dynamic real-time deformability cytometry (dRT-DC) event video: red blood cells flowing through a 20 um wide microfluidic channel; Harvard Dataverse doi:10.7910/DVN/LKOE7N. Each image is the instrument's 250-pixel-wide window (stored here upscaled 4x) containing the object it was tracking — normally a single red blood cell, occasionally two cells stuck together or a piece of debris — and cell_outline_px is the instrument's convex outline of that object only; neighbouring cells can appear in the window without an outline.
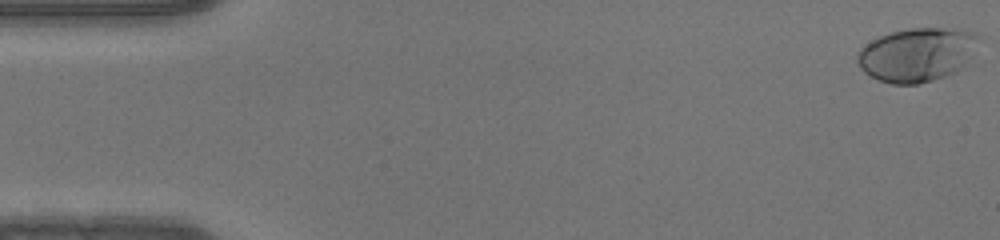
{"species": "human", "species_latin": "Homo sapiens", "temperature_condition": "warm", "stored_images_in_passage": 14, "camera_frame_rate_fps": 3000, "um_per_image_px": 0.085, "donor": {"sex": "male"}, "frame": {"image": 1, "passage_image": 1, "time_ms": 0.0, "image_size_px": [1000, 240], "cell_outline_px": [[984, 40], [960, 68], [956, 72], [932, 80], [916, 84], [892, 84], [868, 76], [860, 68], [856, 60], [856, 56], [860, 48], [872, 40], [880, 36], [892, 32], [912, 28], [964, 28], [976, 32]], "centroid_in_image_um": [77.99, 4.62], "position_along_channel_um": 7.0, "area_um2": 38.49}}